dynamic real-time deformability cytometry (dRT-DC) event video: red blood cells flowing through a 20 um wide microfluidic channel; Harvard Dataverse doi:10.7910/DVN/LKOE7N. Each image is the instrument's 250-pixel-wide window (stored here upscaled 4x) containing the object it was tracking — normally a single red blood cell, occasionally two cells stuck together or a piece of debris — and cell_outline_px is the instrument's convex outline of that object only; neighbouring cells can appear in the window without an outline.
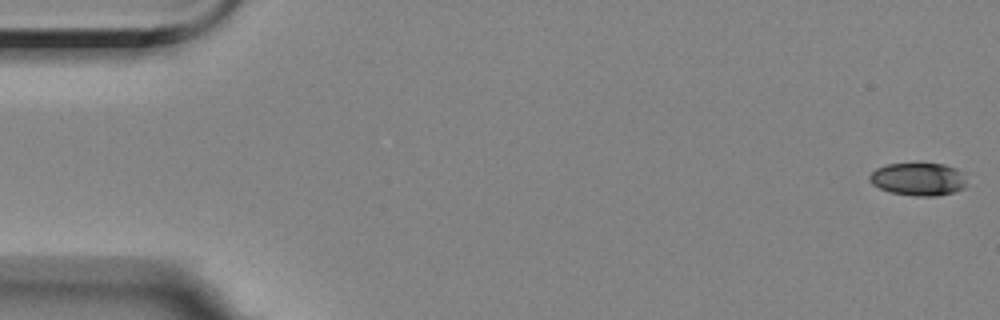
{"species": "Egyptian fruit bat (a non-hibernating species)", "species_latin": "Rousettus aegyptiacus", "temperature_condition": "room temperature", "stored_images_in_passage": 57, "camera_frame_rate_fps": 3000, "um_per_image_px": 0.085, "animal": {"sex": "female"}, "frame": {"image": 1, "passage_image": 1, "time_ms": 0.0, "image_size_px": [1000, 320], "cell_outline_px": [[968, 172], [964, 188], [952, 192], [936, 196], [916, 196], [892, 192], [880, 188], [872, 184], [868, 180], [868, 176], [876, 168], [888, 164], [944, 164]], "centroid_in_image_um": [78.1, 15.22], "position_along_channel_um": 6.9, "area_um2": 18.73}}
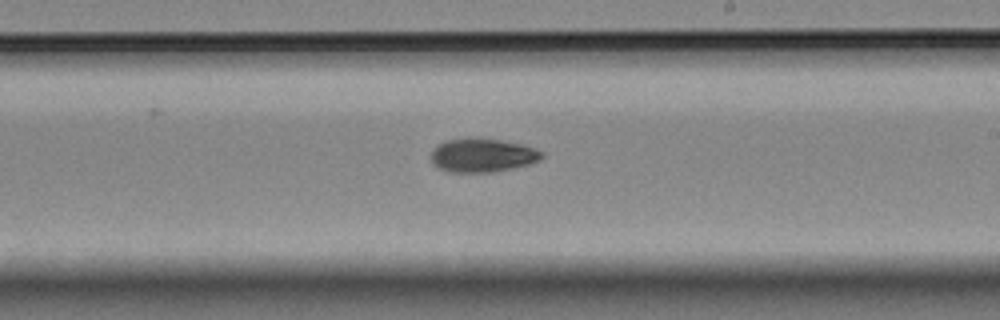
{"frame": {"image": 2, "passage_image": 33, "time_ms": 10.667, "image_size_px": [1000, 320], "cell_outline_px": [[544, 156], [540, 160], [516, 168], [492, 172], [448, 172], [432, 164], [432, 148], [436, 144], [444, 140], [468, 136], [500, 140], [524, 144], [544, 152]], "centroid_in_image_um": [40.99, 13.17], "position_along_channel_um": 248.0, "area_um2": 22.31}}
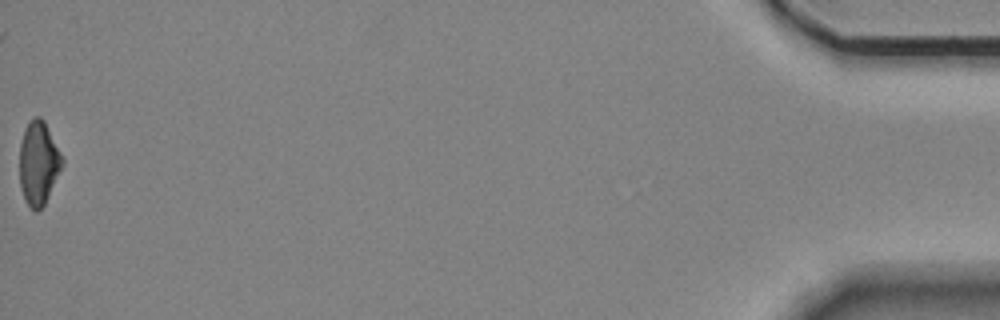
{"frame": {"image": 3, "passage_image": 57, "time_ms": 18.667, "image_size_px": [1000, 320], "cell_outline_px": [[64, 164], [44, 204], [36, 212], [24, 200], [20, 188], [20, 144], [24, 128], [36, 116], [40, 116], [44, 120], [64, 160]], "centroid_in_image_um": [3.27, 13.86], "position_along_channel_um": 431.9, "area_um2": 20.58}, "authors_computed_cell_mechanics": {"area_um2": 21.097, "velocity_mm_per_s": 3.525, "shape_relaxation_time_tau1_ms": 4.2073, "shape_relaxation_time_tau2_ms": null, "deformation_change_tau1": 0.1356, "deformation_change_tau2": null}}